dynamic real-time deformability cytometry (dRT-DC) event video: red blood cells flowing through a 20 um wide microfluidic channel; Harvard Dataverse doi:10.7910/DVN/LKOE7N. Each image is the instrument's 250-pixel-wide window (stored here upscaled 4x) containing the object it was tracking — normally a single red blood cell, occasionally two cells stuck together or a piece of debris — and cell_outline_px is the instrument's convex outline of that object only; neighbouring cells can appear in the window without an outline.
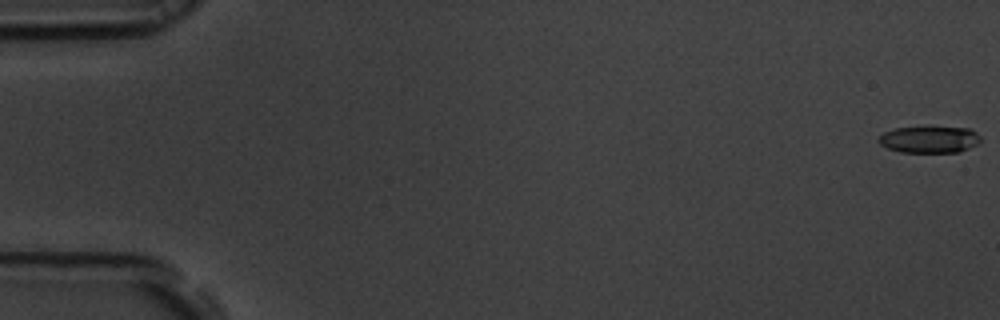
{"species": "common noctule bat (a hibernating species)", "species_latin": "Nyctalus noctula", "temperature_condition": "room temperature", "stored_images_in_passage": 56, "camera_frame_rate_fps": 3000, "um_per_image_px": 0.085, "animal": {"sex": "male", "body_mass_g": 19.5, "forearm_length_mm": 54.6}, "frame": {"image": 1, "passage_image": 1, "time_ms": 0.0, "image_size_px": [1000, 320], "cell_outline_px": [[980, 140], [976, 144], [960, 152], [900, 152], [888, 148], [880, 144], [876, 140], [884, 132], [896, 128], [968, 128], [976, 132], [980, 136]], "centroid_in_image_um": [78.98, 11.87], "position_along_channel_um": 6.0, "area_um2": 15.55}}
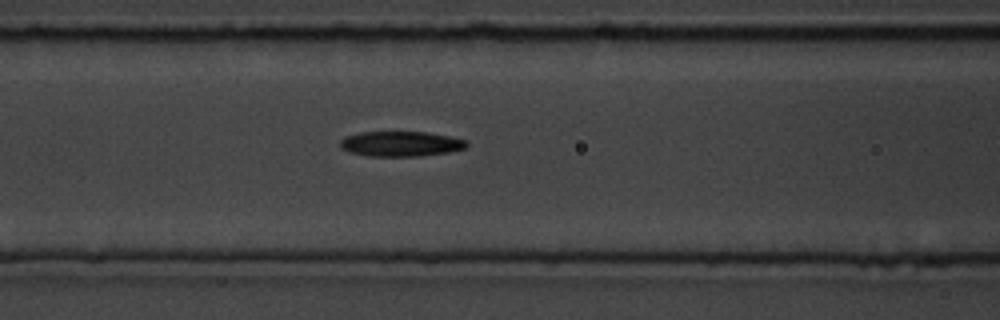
{"frame": {"image": 2, "passage_image": 24, "time_ms": 7.667, "image_size_px": [1000, 320], "cell_outline_px": [[468, 144], [464, 148], [448, 152], [420, 156], [368, 156], [348, 152], [340, 148], [340, 140], [344, 136], [360, 132], [428, 132], [468, 140]], "centroid_in_image_um": [34.03, 12.22], "position_along_channel_um": 132.6, "area_um2": 18.61}}
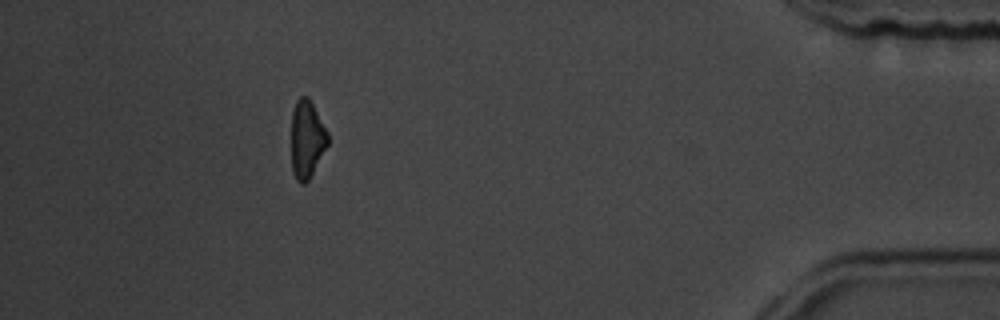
{"frame": {"image": 3, "passage_image": 51, "time_ms": 16.667, "image_size_px": [1000, 320], "cell_outline_px": [[328, 144], [308, 180], [304, 184], [300, 184], [296, 180], [292, 172], [292, 112], [296, 100], [300, 96], [308, 96], [328, 132]], "centroid_in_image_um": [26.07, 11.83], "position_along_channel_um": 409.1, "area_um2": 16.42}, "authors_computed_cell_mechanics": {"area_um2": 18.1492, "velocity_mm_per_s": 3.6869, "shape_relaxation_time_tau1_ms": 3.4742, "shape_relaxation_time_tau2_ms": 5.3649, "deformation_change_tau1": 0.1111, "deformation_change_tau2": 0.1507}}